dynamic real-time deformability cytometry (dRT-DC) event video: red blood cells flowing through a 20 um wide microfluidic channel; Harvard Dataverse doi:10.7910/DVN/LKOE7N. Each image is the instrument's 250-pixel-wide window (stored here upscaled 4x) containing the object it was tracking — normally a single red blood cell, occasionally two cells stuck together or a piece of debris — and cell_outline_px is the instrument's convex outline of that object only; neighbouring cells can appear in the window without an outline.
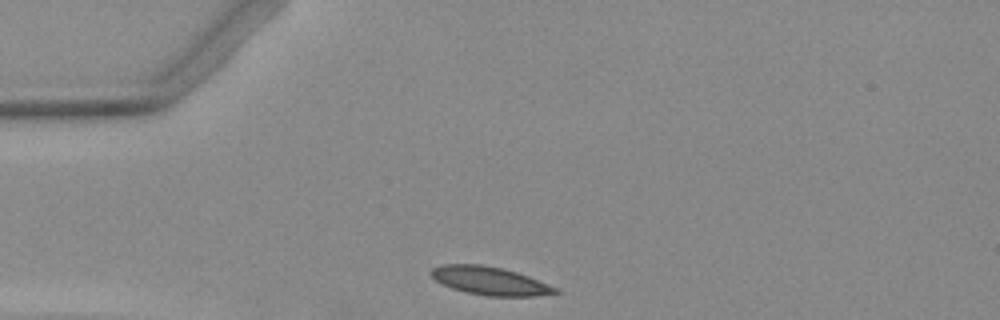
{"species": "Egyptian fruit bat (a non-hibernating species)", "species_latin": "Rousettus aegyptiacus", "temperature_condition": "warm", "stored_images_in_passage": 5, "camera_frame_rate_fps": 3000, "um_per_image_px": 0.085, "animal": {"sex": "female"}, "frame": {"image": 1, "passage_image": 1, "time_ms": 0.0, "image_size_px": [1000, 320], "cell_outline_px": [[560, 292], [536, 296], [488, 296], [464, 292], [452, 288], [436, 280], [428, 272], [432, 268], [444, 264], [480, 264], [504, 268], [528, 276], [556, 288]], "centroid_in_image_um": [41.6, 23.86], "position_along_channel_um": 43.4, "area_um2": 20.29}}